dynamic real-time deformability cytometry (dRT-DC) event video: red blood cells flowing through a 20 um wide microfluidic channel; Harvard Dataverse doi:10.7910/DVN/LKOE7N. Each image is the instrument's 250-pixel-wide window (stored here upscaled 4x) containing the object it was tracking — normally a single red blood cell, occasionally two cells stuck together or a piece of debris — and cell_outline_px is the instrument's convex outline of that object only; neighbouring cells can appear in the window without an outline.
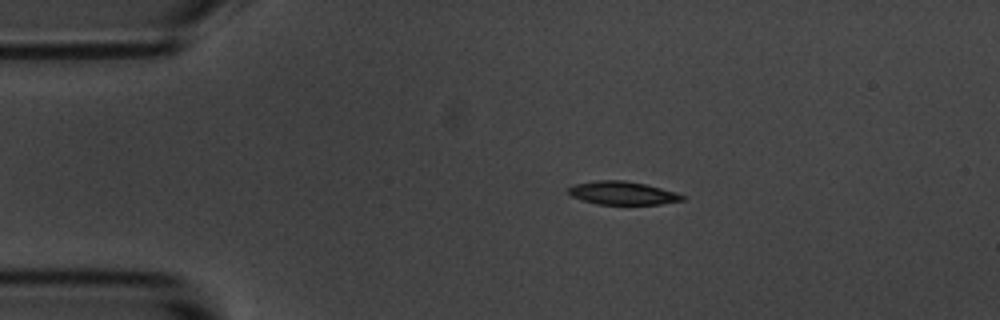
{"species": "common noctule bat (a hibernating species)", "species_latin": "Nyctalus noctula", "temperature_condition": "room temperature", "stored_images_in_passage": 7, "camera_frame_rate_fps": 3000, "um_per_image_px": 0.085, "animal": {"sex": "male", "body_mass_g": 20.1, "forearm_length_mm": 53.5}, "frame": {"image": 1, "passage_image": 2, "time_ms": 1.333, "image_size_px": [1000, 320], "cell_outline_px": [[684, 200], [660, 204], [596, 204], [572, 196], [568, 192], [568, 188], [572, 184], [596, 180], [624, 180], [644, 184], [676, 192], [684, 196]], "centroid_in_image_um": [52.89, 16.4], "position_along_channel_um": 32.1, "area_um2": 15.32}}
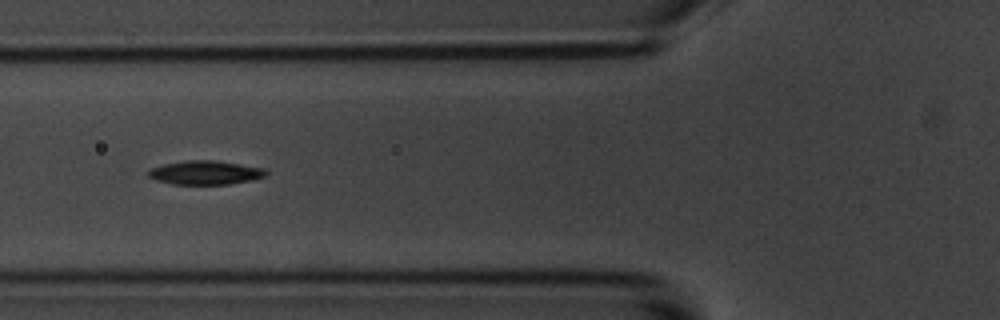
{"frame": {"image": 2, "passage_image": 5, "time_ms": 4.667, "image_size_px": [1000, 320], "cell_outline_px": [[268, 172], [264, 176], [252, 180], [228, 184], [172, 184], [156, 180], [148, 176], [148, 172], [152, 168], [164, 164], [188, 160], [212, 160], [264, 168]], "centroid_in_image_um": [17.45, 14.68], "position_along_channel_um": 108.4, "area_um2": 16.13}}
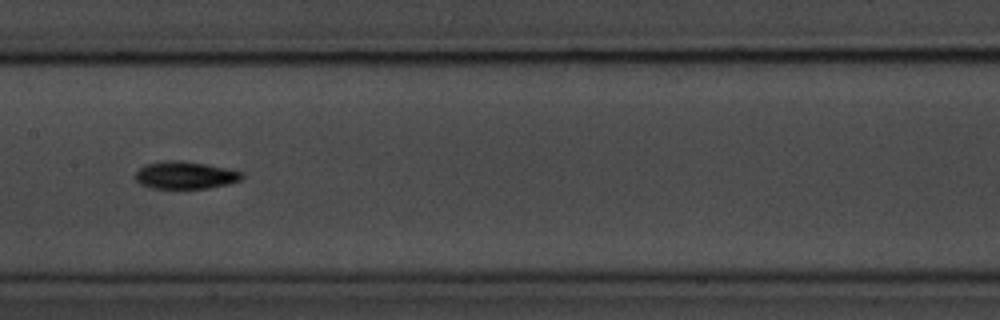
{"frame": {"image": 3, "passage_image": 7, "time_ms": 7.0, "image_size_px": [1000, 320], "cell_outline_px": [[244, 176], [240, 180], [228, 184], [208, 188], [152, 188], [140, 184], [136, 180], [136, 172], [144, 164], [164, 160], [180, 160], [208, 164], [244, 172]], "centroid_in_image_um": [15.75, 14.88], "position_along_channel_um": 191.6, "area_um2": 17.17}}